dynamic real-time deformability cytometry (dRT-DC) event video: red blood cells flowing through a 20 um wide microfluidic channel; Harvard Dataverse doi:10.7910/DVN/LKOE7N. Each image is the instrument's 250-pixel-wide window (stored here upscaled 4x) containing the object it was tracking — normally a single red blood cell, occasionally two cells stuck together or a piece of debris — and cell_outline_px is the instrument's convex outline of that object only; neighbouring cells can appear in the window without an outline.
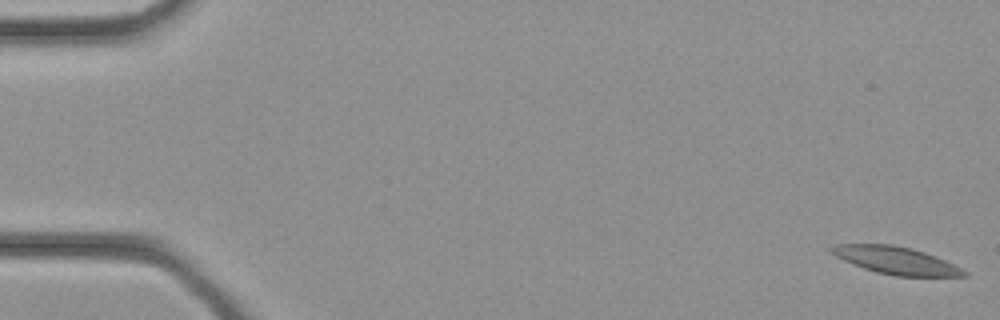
{"species": "common noctule bat (a hibernating species)", "species_latin": "Nyctalus noctula", "temperature_condition": "cold", "stored_images_in_passage": 37, "camera_frame_rate_fps": 3000, "um_per_image_px": 0.085, "animal": {"sex": "female", "body_mass_g": 21.9}, "frame": {"image": 1, "passage_image": 1, "time_ms": 0.0, "image_size_px": [1000, 320], "cell_outline_px": [[968, 276], [896, 276], [876, 272], [852, 264], [836, 256], [828, 248], [836, 244], [892, 244], [912, 248], [924, 252], [944, 260], [968, 272]], "centroid_in_image_um": [76.14, 22.13], "position_along_channel_um": 8.9, "area_um2": 20.98}}
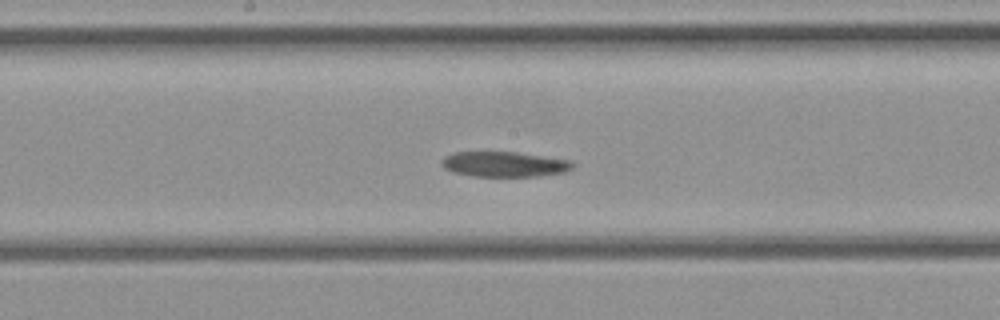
{"frame": {"image": 2, "passage_image": 19, "time_ms": 6.0, "image_size_px": [1000, 320], "cell_outline_px": [[576, 164], [572, 168], [564, 172], [540, 176], [472, 176], [452, 172], [444, 168], [440, 160], [444, 156], [452, 152], [516, 152], [572, 160]], "centroid_in_image_um": [42.86, 13.95], "position_along_channel_um": 205.3, "area_um2": 19.42}}
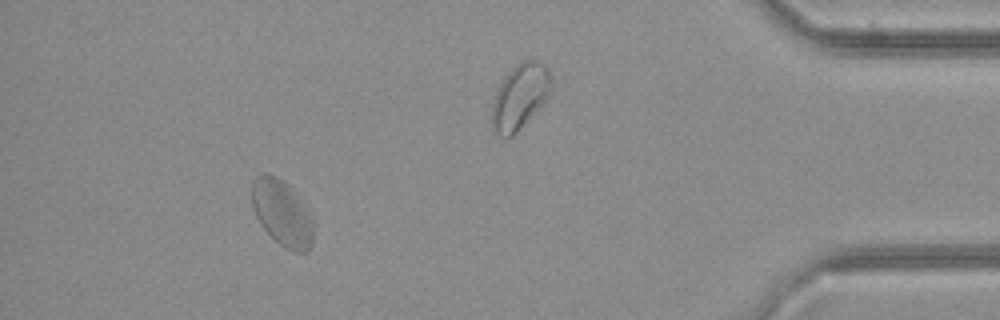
{"frame": {"image": 3, "passage_image": 33, "time_ms": 10.667, "image_size_px": [1000, 320], "cell_outline_px": [[312, 244], [308, 252], [296, 252], [284, 248], [260, 224], [252, 208], [252, 180], [256, 176], [264, 172], [276, 176], [288, 184], [292, 188], [312, 224]], "centroid_in_image_um": [23.91, 18.09], "position_along_channel_um": 411.3, "area_um2": 23.06}}